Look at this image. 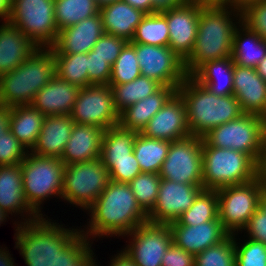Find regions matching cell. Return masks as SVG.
Returning a JSON list of instances; mask_svg holds the SVG:
<instances>
[{
    "instance_id": "6da1fadb",
    "label": "cell",
    "mask_w": 266,
    "mask_h": 266,
    "mask_svg": "<svg viewBox=\"0 0 266 266\" xmlns=\"http://www.w3.org/2000/svg\"><path fill=\"white\" fill-rule=\"evenodd\" d=\"M86 213L89 221L80 230L92 242L96 238L124 236L148 222V215L139 206L130 184L112 180Z\"/></svg>"
},
{
    "instance_id": "7a4b0ae2",
    "label": "cell",
    "mask_w": 266,
    "mask_h": 266,
    "mask_svg": "<svg viewBox=\"0 0 266 266\" xmlns=\"http://www.w3.org/2000/svg\"><path fill=\"white\" fill-rule=\"evenodd\" d=\"M241 22V12L233 7H203L194 49L184 61L187 75L205 62L231 57L234 33Z\"/></svg>"
},
{
    "instance_id": "3957f363",
    "label": "cell",
    "mask_w": 266,
    "mask_h": 266,
    "mask_svg": "<svg viewBox=\"0 0 266 266\" xmlns=\"http://www.w3.org/2000/svg\"><path fill=\"white\" fill-rule=\"evenodd\" d=\"M52 221L47 216L23 224L15 223V249L19 250L27 266H53L58 253L81 234L83 226L65 228L61 222Z\"/></svg>"
},
{
    "instance_id": "277c9868",
    "label": "cell",
    "mask_w": 266,
    "mask_h": 266,
    "mask_svg": "<svg viewBox=\"0 0 266 266\" xmlns=\"http://www.w3.org/2000/svg\"><path fill=\"white\" fill-rule=\"evenodd\" d=\"M186 105L191 135L202 138L215 127L234 120L244 112L234 97L217 96L188 76L177 88Z\"/></svg>"
},
{
    "instance_id": "5b68a950",
    "label": "cell",
    "mask_w": 266,
    "mask_h": 266,
    "mask_svg": "<svg viewBox=\"0 0 266 266\" xmlns=\"http://www.w3.org/2000/svg\"><path fill=\"white\" fill-rule=\"evenodd\" d=\"M55 75L51 48L36 49L20 66L0 76V105H31L36 93Z\"/></svg>"
},
{
    "instance_id": "8992f818",
    "label": "cell",
    "mask_w": 266,
    "mask_h": 266,
    "mask_svg": "<svg viewBox=\"0 0 266 266\" xmlns=\"http://www.w3.org/2000/svg\"><path fill=\"white\" fill-rule=\"evenodd\" d=\"M20 164L26 202L39 217H47L41 212V204L52 197L61 199L66 165L60 158L39 156L30 151Z\"/></svg>"
},
{
    "instance_id": "52a82bcc",
    "label": "cell",
    "mask_w": 266,
    "mask_h": 266,
    "mask_svg": "<svg viewBox=\"0 0 266 266\" xmlns=\"http://www.w3.org/2000/svg\"><path fill=\"white\" fill-rule=\"evenodd\" d=\"M257 163L247 154L202 143L203 189L217 190L256 178Z\"/></svg>"
},
{
    "instance_id": "ba28073f",
    "label": "cell",
    "mask_w": 266,
    "mask_h": 266,
    "mask_svg": "<svg viewBox=\"0 0 266 266\" xmlns=\"http://www.w3.org/2000/svg\"><path fill=\"white\" fill-rule=\"evenodd\" d=\"M109 182V171L100 158L66 165L61 199L86 211Z\"/></svg>"
},
{
    "instance_id": "9c48e42d",
    "label": "cell",
    "mask_w": 266,
    "mask_h": 266,
    "mask_svg": "<svg viewBox=\"0 0 266 266\" xmlns=\"http://www.w3.org/2000/svg\"><path fill=\"white\" fill-rule=\"evenodd\" d=\"M265 132L262 116L244 113L215 127L202 138L210 146L243 152L257 163Z\"/></svg>"
},
{
    "instance_id": "30bf717a",
    "label": "cell",
    "mask_w": 266,
    "mask_h": 266,
    "mask_svg": "<svg viewBox=\"0 0 266 266\" xmlns=\"http://www.w3.org/2000/svg\"><path fill=\"white\" fill-rule=\"evenodd\" d=\"M54 14V0H12L8 22L38 48H51L58 35Z\"/></svg>"
},
{
    "instance_id": "8fae6325",
    "label": "cell",
    "mask_w": 266,
    "mask_h": 266,
    "mask_svg": "<svg viewBox=\"0 0 266 266\" xmlns=\"http://www.w3.org/2000/svg\"><path fill=\"white\" fill-rule=\"evenodd\" d=\"M263 187L255 178L244 184L224 186L218 194V214L223 228L230 234H242L250 217L259 208Z\"/></svg>"
},
{
    "instance_id": "7c38bea8",
    "label": "cell",
    "mask_w": 266,
    "mask_h": 266,
    "mask_svg": "<svg viewBox=\"0 0 266 266\" xmlns=\"http://www.w3.org/2000/svg\"><path fill=\"white\" fill-rule=\"evenodd\" d=\"M202 143L203 138L193 135L170 142L168 154L159 172L161 179L203 185Z\"/></svg>"
},
{
    "instance_id": "4fadbf2b",
    "label": "cell",
    "mask_w": 266,
    "mask_h": 266,
    "mask_svg": "<svg viewBox=\"0 0 266 266\" xmlns=\"http://www.w3.org/2000/svg\"><path fill=\"white\" fill-rule=\"evenodd\" d=\"M71 117L74 123L101 127L104 130L119 124L120 114L115 108L109 84L80 88Z\"/></svg>"
},
{
    "instance_id": "5bb4252c",
    "label": "cell",
    "mask_w": 266,
    "mask_h": 266,
    "mask_svg": "<svg viewBox=\"0 0 266 266\" xmlns=\"http://www.w3.org/2000/svg\"><path fill=\"white\" fill-rule=\"evenodd\" d=\"M126 236H130L128 245L122 250L136 266H161L164 254L172 244L169 224L146 222L122 237Z\"/></svg>"
},
{
    "instance_id": "9a60e30c",
    "label": "cell",
    "mask_w": 266,
    "mask_h": 266,
    "mask_svg": "<svg viewBox=\"0 0 266 266\" xmlns=\"http://www.w3.org/2000/svg\"><path fill=\"white\" fill-rule=\"evenodd\" d=\"M135 52L141 75L156 80L162 86L177 89L188 77L184 60L169 46L135 43Z\"/></svg>"
},
{
    "instance_id": "2e32d148",
    "label": "cell",
    "mask_w": 266,
    "mask_h": 266,
    "mask_svg": "<svg viewBox=\"0 0 266 266\" xmlns=\"http://www.w3.org/2000/svg\"><path fill=\"white\" fill-rule=\"evenodd\" d=\"M203 190V185L176 183L161 179L154 208L148 214V222L170 224L187 211Z\"/></svg>"
},
{
    "instance_id": "e0dca14e",
    "label": "cell",
    "mask_w": 266,
    "mask_h": 266,
    "mask_svg": "<svg viewBox=\"0 0 266 266\" xmlns=\"http://www.w3.org/2000/svg\"><path fill=\"white\" fill-rule=\"evenodd\" d=\"M203 7L194 1L166 10L169 48L182 60L192 53L198 30L199 12Z\"/></svg>"
},
{
    "instance_id": "ac0fdd59",
    "label": "cell",
    "mask_w": 266,
    "mask_h": 266,
    "mask_svg": "<svg viewBox=\"0 0 266 266\" xmlns=\"http://www.w3.org/2000/svg\"><path fill=\"white\" fill-rule=\"evenodd\" d=\"M141 134L169 142L191 135L187 124L186 105L178 92L150 119Z\"/></svg>"
},
{
    "instance_id": "d6986e66",
    "label": "cell",
    "mask_w": 266,
    "mask_h": 266,
    "mask_svg": "<svg viewBox=\"0 0 266 266\" xmlns=\"http://www.w3.org/2000/svg\"><path fill=\"white\" fill-rule=\"evenodd\" d=\"M0 208L14 217L20 214V221H14L13 225L39 218L25 200L21 164L0 166Z\"/></svg>"
},
{
    "instance_id": "ffe728a7",
    "label": "cell",
    "mask_w": 266,
    "mask_h": 266,
    "mask_svg": "<svg viewBox=\"0 0 266 266\" xmlns=\"http://www.w3.org/2000/svg\"><path fill=\"white\" fill-rule=\"evenodd\" d=\"M100 13L58 31L53 54L88 53L104 34Z\"/></svg>"
},
{
    "instance_id": "44dd1931",
    "label": "cell",
    "mask_w": 266,
    "mask_h": 266,
    "mask_svg": "<svg viewBox=\"0 0 266 266\" xmlns=\"http://www.w3.org/2000/svg\"><path fill=\"white\" fill-rule=\"evenodd\" d=\"M233 95L244 113L263 116L266 112V82L255 68L234 63Z\"/></svg>"
},
{
    "instance_id": "7402d4cb",
    "label": "cell",
    "mask_w": 266,
    "mask_h": 266,
    "mask_svg": "<svg viewBox=\"0 0 266 266\" xmlns=\"http://www.w3.org/2000/svg\"><path fill=\"white\" fill-rule=\"evenodd\" d=\"M172 242L194 256L207 248L217 245L230 234L221 221H208L199 225H169Z\"/></svg>"
},
{
    "instance_id": "603a6c76",
    "label": "cell",
    "mask_w": 266,
    "mask_h": 266,
    "mask_svg": "<svg viewBox=\"0 0 266 266\" xmlns=\"http://www.w3.org/2000/svg\"><path fill=\"white\" fill-rule=\"evenodd\" d=\"M80 88L55 75L42 87L32 102V106L45 117L71 115Z\"/></svg>"
},
{
    "instance_id": "cb8c5ba5",
    "label": "cell",
    "mask_w": 266,
    "mask_h": 266,
    "mask_svg": "<svg viewBox=\"0 0 266 266\" xmlns=\"http://www.w3.org/2000/svg\"><path fill=\"white\" fill-rule=\"evenodd\" d=\"M104 129L75 123L60 160L69 165L100 158Z\"/></svg>"
},
{
    "instance_id": "d4e9b609",
    "label": "cell",
    "mask_w": 266,
    "mask_h": 266,
    "mask_svg": "<svg viewBox=\"0 0 266 266\" xmlns=\"http://www.w3.org/2000/svg\"><path fill=\"white\" fill-rule=\"evenodd\" d=\"M0 23L1 76L20 66L38 47L16 26Z\"/></svg>"
},
{
    "instance_id": "484cf974",
    "label": "cell",
    "mask_w": 266,
    "mask_h": 266,
    "mask_svg": "<svg viewBox=\"0 0 266 266\" xmlns=\"http://www.w3.org/2000/svg\"><path fill=\"white\" fill-rule=\"evenodd\" d=\"M104 32L106 34L121 37L131 42L137 25L142 21L146 13L136 9L123 0L110 2L100 6Z\"/></svg>"
},
{
    "instance_id": "4316f807",
    "label": "cell",
    "mask_w": 266,
    "mask_h": 266,
    "mask_svg": "<svg viewBox=\"0 0 266 266\" xmlns=\"http://www.w3.org/2000/svg\"><path fill=\"white\" fill-rule=\"evenodd\" d=\"M71 115L46 116L31 153L61 158L74 126Z\"/></svg>"
},
{
    "instance_id": "83f0119b",
    "label": "cell",
    "mask_w": 266,
    "mask_h": 266,
    "mask_svg": "<svg viewBox=\"0 0 266 266\" xmlns=\"http://www.w3.org/2000/svg\"><path fill=\"white\" fill-rule=\"evenodd\" d=\"M177 92L170 86H161L155 93L127 107L120 113L119 124L126 129L141 133L150 119Z\"/></svg>"
},
{
    "instance_id": "f1b7e54d",
    "label": "cell",
    "mask_w": 266,
    "mask_h": 266,
    "mask_svg": "<svg viewBox=\"0 0 266 266\" xmlns=\"http://www.w3.org/2000/svg\"><path fill=\"white\" fill-rule=\"evenodd\" d=\"M234 61L232 57L201 65L191 77L217 96L233 95Z\"/></svg>"
},
{
    "instance_id": "f546056e",
    "label": "cell",
    "mask_w": 266,
    "mask_h": 266,
    "mask_svg": "<svg viewBox=\"0 0 266 266\" xmlns=\"http://www.w3.org/2000/svg\"><path fill=\"white\" fill-rule=\"evenodd\" d=\"M45 116L32 105L10 107L9 130L28 151L34 147Z\"/></svg>"
},
{
    "instance_id": "4dcf8cb0",
    "label": "cell",
    "mask_w": 266,
    "mask_h": 266,
    "mask_svg": "<svg viewBox=\"0 0 266 266\" xmlns=\"http://www.w3.org/2000/svg\"><path fill=\"white\" fill-rule=\"evenodd\" d=\"M266 56V40L240 23L234 33L231 57L235 64L255 68Z\"/></svg>"
},
{
    "instance_id": "1f68e13d",
    "label": "cell",
    "mask_w": 266,
    "mask_h": 266,
    "mask_svg": "<svg viewBox=\"0 0 266 266\" xmlns=\"http://www.w3.org/2000/svg\"><path fill=\"white\" fill-rule=\"evenodd\" d=\"M170 147V142L152 139L138 133L133 153L142 172L159 173Z\"/></svg>"
},
{
    "instance_id": "d6a6232c",
    "label": "cell",
    "mask_w": 266,
    "mask_h": 266,
    "mask_svg": "<svg viewBox=\"0 0 266 266\" xmlns=\"http://www.w3.org/2000/svg\"><path fill=\"white\" fill-rule=\"evenodd\" d=\"M208 221H220L218 214V194L216 190L203 189L193 205L169 225L195 226Z\"/></svg>"
},
{
    "instance_id": "836d02e7",
    "label": "cell",
    "mask_w": 266,
    "mask_h": 266,
    "mask_svg": "<svg viewBox=\"0 0 266 266\" xmlns=\"http://www.w3.org/2000/svg\"><path fill=\"white\" fill-rule=\"evenodd\" d=\"M109 86L113 91L115 108L120 114L127 107L155 93L162 85L152 78L140 75L134 81Z\"/></svg>"
},
{
    "instance_id": "e575fe53",
    "label": "cell",
    "mask_w": 266,
    "mask_h": 266,
    "mask_svg": "<svg viewBox=\"0 0 266 266\" xmlns=\"http://www.w3.org/2000/svg\"><path fill=\"white\" fill-rule=\"evenodd\" d=\"M138 133L120 124L110 126L103 134L100 159L131 158Z\"/></svg>"
},
{
    "instance_id": "d590c367",
    "label": "cell",
    "mask_w": 266,
    "mask_h": 266,
    "mask_svg": "<svg viewBox=\"0 0 266 266\" xmlns=\"http://www.w3.org/2000/svg\"><path fill=\"white\" fill-rule=\"evenodd\" d=\"M95 0H54L55 22L59 30L99 13Z\"/></svg>"
},
{
    "instance_id": "8d00e7d4",
    "label": "cell",
    "mask_w": 266,
    "mask_h": 266,
    "mask_svg": "<svg viewBox=\"0 0 266 266\" xmlns=\"http://www.w3.org/2000/svg\"><path fill=\"white\" fill-rule=\"evenodd\" d=\"M131 43L169 46V29L166 20V10L146 14L137 25Z\"/></svg>"
},
{
    "instance_id": "74e56055",
    "label": "cell",
    "mask_w": 266,
    "mask_h": 266,
    "mask_svg": "<svg viewBox=\"0 0 266 266\" xmlns=\"http://www.w3.org/2000/svg\"><path fill=\"white\" fill-rule=\"evenodd\" d=\"M56 75L71 84L84 88L88 86L87 53L53 54Z\"/></svg>"
},
{
    "instance_id": "f35d334b",
    "label": "cell",
    "mask_w": 266,
    "mask_h": 266,
    "mask_svg": "<svg viewBox=\"0 0 266 266\" xmlns=\"http://www.w3.org/2000/svg\"><path fill=\"white\" fill-rule=\"evenodd\" d=\"M92 245L93 242L81 233L62 253H58L53 266H97Z\"/></svg>"
},
{
    "instance_id": "ab89813d",
    "label": "cell",
    "mask_w": 266,
    "mask_h": 266,
    "mask_svg": "<svg viewBox=\"0 0 266 266\" xmlns=\"http://www.w3.org/2000/svg\"><path fill=\"white\" fill-rule=\"evenodd\" d=\"M140 75L135 43L127 42L112 65L109 85L128 83L134 81Z\"/></svg>"
},
{
    "instance_id": "60d3db41",
    "label": "cell",
    "mask_w": 266,
    "mask_h": 266,
    "mask_svg": "<svg viewBox=\"0 0 266 266\" xmlns=\"http://www.w3.org/2000/svg\"><path fill=\"white\" fill-rule=\"evenodd\" d=\"M160 183L159 173L147 172H141L129 182L139 206L147 215L156 204Z\"/></svg>"
},
{
    "instance_id": "b9f144b4",
    "label": "cell",
    "mask_w": 266,
    "mask_h": 266,
    "mask_svg": "<svg viewBox=\"0 0 266 266\" xmlns=\"http://www.w3.org/2000/svg\"><path fill=\"white\" fill-rule=\"evenodd\" d=\"M195 266H235L234 234L195 255Z\"/></svg>"
},
{
    "instance_id": "7bdbcfd3",
    "label": "cell",
    "mask_w": 266,
    "mask_h": 266,
    "mask_svg": "<svg viewBox=\"0 0 266 266\" xmlns=\"http://www.w3.org/2000/svg\"><path fill=\"white\" fill-rule=\"evenodd\" d=\"M237 235L234 234L235 266H266V244L248 238L241 242Z\"/></svg>"
},
{
    "instance_id": "ee69618b",
    "label": "cell",
    "mask_w": 266,
    "mask_h": 266,
    "mask_svg": "<svg viewBox=\"0 0 266 266\" xmlns=\"http://www.w3.org/2000/svg\"><path fill=\"white\" fill-rule=\"evenodd\" d=\"M101 160L109 171L110 180L115 182L129 183L142 172L133 152L131 158Z\"/></svg>"
},
{
    "instance_id": "f6af8a7d",
    "label": "cell",
    "mask_w": 266,
    "mask_h": 266,
    "mask_svg": "<svg viewBox=\"0 0 266 266\" xmlns=\"http://www.w3.org/2000/svg\"><path fill=\"white\" fill-rule=\"evenodd\" d=\"M27 154L28 150L10 130L0 136V166L20 164Z\"/></svg>"
},
{
    "instance_id": "bcb514c9",
    "label": "cell",
    "mask_w": 266,
    "mask_h": 266,
    "mask_svg": "<svg viewBox=\"0 0 266 266\" xmlns=\"http://www.w3.org/2000/svg\"><path fill=\"white\" fill-rule=\"evenodd\" d=\"M241 20L248 28L266 40V0L248 5L241 11Z\"/></svg>"
},
{
    "instance_id": "7dc6e473",
    "label": "cell",
    "mask_w": 266,
    "mask_h": 266,
    "mask_svg": "<svg viewBox=\"0 0 266 266\" xmlns=\"http://www.w3.org/2000/svg\"><path fill=\"white\" fill-rule=\"evenodd\" d=\"M126 43L127 41L121 37L104 33L94 44L92 51L95 57L108 60L112 66Z\"/></svg>"
},
{
    "instance_id": "c3c4849f",
    "label": "cell",
    "mask_w": 266,
    "mask_h": 266,
    "mask_svg": "<svg viewBox=\"0 0 266 266\" xmlns=\"http://www.w3.org/2000/svg\"><path fill=\"white\" fill-rule=\"evenodd\" d=\"M88 64V86L90 85H108L111 78L112 66L108 60L94 56V51L87 53Z\"/></svg>"
},
{
    "instance_id": "681fc988",
    "label": "cell",
    "mask_w": 266,
    "mask_h": 266,
    "mask_svg": "<svg viewBox=\"0 0 266 266\" xmlns=\"http://www.w3.org/2000/svg\"><path fill=\"white\" fill-rule=\"evenodd\" d=\"M242 232L246 233V238L266 244V213L260 207L250 217Z\"/></svg>"
},
{
    "instance_id": "f907efd6",
    "label": "cell",
    "mask_w": 266,
    "mask_h": 266,
    "mask_svg": "<svg viewBox=\"0 0 266 266\" xmlns=\"http://www.w3.org/2000/svg\"><path fill=\"white\" fill-rule=\"evenodd\" d=\"M161 266H195V256L172 242L164 254Z\"/></svg>"
},
{
    "instance_id": "816d5d0a",
    "label": "cell",
    "mask_w": 266,
    "mask_h": 266,
    "mask_svg": "<svg viewBox=\"0 0 266 266\" xmlns=\"http://www.w3.org/2000/svg\"><path fill=\"white\" fill-rule=\"evenodd\" d=\"M256 178L266 188V132L263 136L262 150L256 165Z\"/></svg>"
},
{
    "instance_id": "f5cc1de1",
    "label": "cell",
    "mask_w": 266,
    "mask_h": 266,
    "mask_svg": "<svg viewBox=\"0 0 266 266\" xmlns=\"http://www.w3.org/2000/svg\"><path fill=\"white\" fill-rule=\"evenodd\" d=\"M191 0H152L153 13L181 6Z\"/></svg>"
},
{
    "instance_id": "db71d44e",
    "label": "cell",
    "mask_w": 266,
    "mask_h": 266,
    "mask_svg": "<svg viewBox=\"0 0 266 266\" xmlns=\"http://www.w3.org/2000/svg\"><path fill=\"white\" fill-rule=\"evenodd\" d=\"M116 255L114 254L110 258V262L108 266H136L134 261L121 249L117 251ZM97 266L100 264L97 263Z\"/></svg>"
},
{
    "instance_id": "11a10c76",
    "label": "cell",
    "mask_w": 266,
    "mask_h": 266,
    "mask_svg": "<svg viewBox=\"0 0 266 266\" xmlns=\"http://www.w3.org/2000/svg\"><path fill=\"white\" fill-rule=\"evenodd\" d=\"M201 7H233L236 9V0H192Z\"/></svg>"
},
{
    "instance_id": "9f6ffc18",
    "label": "cell",
    "mask_w": 266,
    "mask_h": 266,
    "mask_svg": "<svg viewBox=\"0 0 266 266\" xmlns=\"http://www.w3.org/2000/svg\"><path fill=\"white\" fill-rule=\"evenodd\" d=\"M10 107L0 105V136L9 130Z\"/></svg>"
},
{
    "instance_id": "6f0895ef",
    "label": "cell",
    "mask_w": 266,
    "mask_h": 266,
    "mask_svg": "<svg viewBox=\"0 0 266 266\" xmlns=\"http://www.w3.org/2000/svg\"><path fill=\"white\" fill-rule=\"evenodd\" d=\"M132 7L143 11L146 14L153 13L152 0H123Z\"/></svg>"
},
{
    "instance_id": "680465c9",
    "label": "cell",
    "mask_w": 266,
    "mask_h": 266,
    "mask_svg": "<svg viewBox=\"0 0 266 266\" xmlns=\"http://www.w3.org/2000/svg\"><path fill=\"white\" fill-rule=\"evenodd\" d=\"M12 11V0H0V20L8 22Z\"/></svg>"
},
{
    "instance_id": "91938a15",
    "label": "cell",
    "mask_w": 266,
    "mask_h": 266,
    "mask_svg": "<svg viewBox=\"0 0 266 266\" xmlns=\"http://www.w3.org/2000/svg\"><path fill=\"white\" fill-rule=\"evenodd\" d=\"M7 250V246L3 248L0 246V266H15L16 263H14L9 250Z\"/></svg>"
},
{
    "instance_id": "94428289",
    "label": "cell",
    "mask_w": 266,
    "mask_h": 266,
    "mask_svg": "<svg viewBox=\"0 0 266 266\" xmlns=\"http://www.w3.org/2000/svg\"><path fill=\"white\" fill-rule=\"evenodd\" d=\"M258 75L266 82V56L255 67Z\"/></svg>"
},
{
    "instance_id": "6125c7cd",
    "label": "cell",
    "mask_w": 266,
    "mask_h": 266,
    "mask_svg": "<svg viewBox=\"0 0 266 266\" xmlns=\"http://www.w3.org/2000/svg\"><path fill=\"white\" fill-rule=\"evenodd\" d=\"M262 1L264 0H236V9L241 12L248 5H252L254 3L262 2Z\"/></svg>"
},
{
    "instance_id": "be15d7a7",
    "label": "cell",
    "mask_w": 266,
    "mask_h": 266,
    "mask_svg": "<svg viewBox=\"0 0 266 266\" xmlns=\"http://www.w3.org/2000/svg\"><path fill=\"white\" fill-rule=\"evenodd\" d=\"M259 207L266 213V188L265 187H263V190L261 192Z\"/></svg>"
},
{
    "instance_id": "e7e4bbea",
    "label": "cell",
    "mask_w": 266,
    "mask_h": 266,
    "mask_svg": "<svg viewBox=\"0 0 266 266\" xmlns=\"http://www.w3.org/2000/svg\"><path fill=\"white\" fill-rule=\"evenodd\" d=\"M10 218L9 217V214H7L5 211H3L1 208H0V225L3 223V222H6L7 221V219L8 218Z\"/></svg>"
},
{
    "instance_id": "03108f58",
    "label": "cell",
    "mask_w": 266,
    "mask_h": 266,
    "mask_svg": "<svg viewBox=\"0 0 266 266\" xmlns=\"http://www.w3.org/2000/svg\"><path fill=\"white\" fill-rule=\"evenodd\" d=\"M96 3L99 5V6H102L104 4H107V3H110V2H114V1H119V0H95Z\"/></svg>"
},
{
    "instance_id": "003e7915",
    "label": "cell",
    "mask_w": 266,
    "mask_h": 266,
    "mask_svg": "<svg viewBox=\"0 0 266 266\" xmlns=\"http://www.w3.org/2000/svg\"><path fill=\"white\" fill-rule=\"evenodd\" d=\"M262 119L264 121L265 129H266V112L263 114Z\"/></svg>"
}]
</instances>
